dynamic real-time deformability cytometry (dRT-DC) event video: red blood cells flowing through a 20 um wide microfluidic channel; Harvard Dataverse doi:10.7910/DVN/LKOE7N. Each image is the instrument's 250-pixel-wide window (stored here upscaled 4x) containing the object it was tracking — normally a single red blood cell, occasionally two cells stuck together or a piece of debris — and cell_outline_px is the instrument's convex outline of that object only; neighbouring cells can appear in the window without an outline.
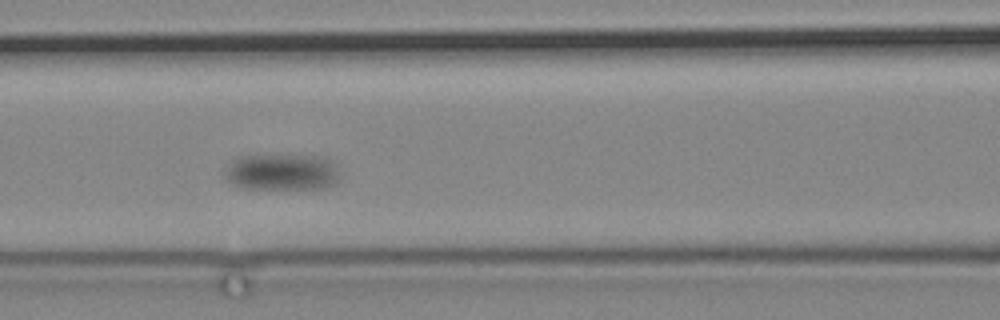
{"species": "common noctule bat (a hibernating species)", "species_latin": "Nyctalus noctula", "temperature_condition": "cold", "stored_images_in_passage": 7, "camera_frame_rate_fps": 3000, "um_per_image_px": 0.085, "animal": {"sex": "male", "body_mass_g": 19.2, "forearm_length_mm": 51.8}, "frame": {"image": 1, "passage_image": 5, "time_ms": 4.667, "image_size_px": [1000, 320], "cell_outline_px": [[340, 180], [336, 184], [324, 188], [240, 188], [232, 184], [228, 180], [224, 172], [232, 160], [236, 156], [324, 156], [332, 160], [340, 172]], "centroid_in_image_um": [24.01, 14.63], "position_along_channel_um": 142.6, "area_um2": 24.51}}
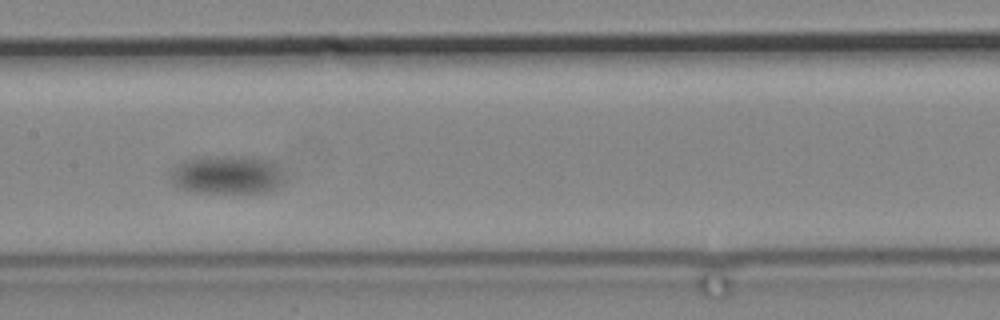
{"frame": {"image": 2, "passage_image": 6, "time_ms": 6.667, "image_size_px": [1000, 320], "cell_outline_px": [[284, 184], [280, 188], [264, 192], [196, 192], [180, 188], [172, 180], [168, 172], [176, 164], [184, 160], [216, 156], [252, 156], [272, 160], [276, 164], [284, 176]], "centroid_in_image_um": [19.35, 14.84], "position_along_channel_um": 188.1, "area_um2": 25.84}}
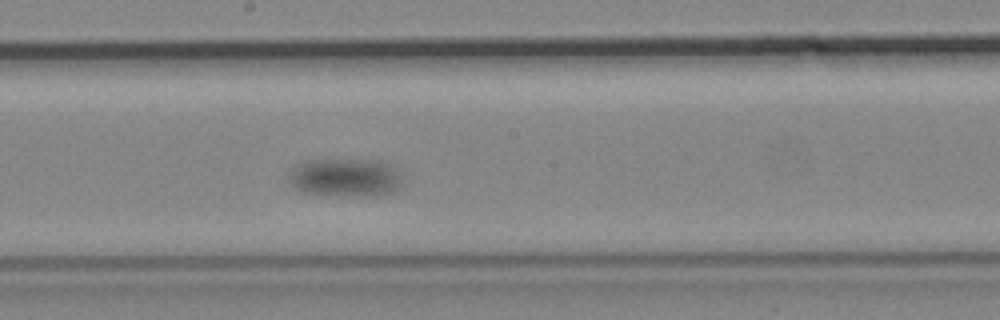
{"frame": {"image": 3, "passage_image": 7, "time_ms": 8.0, "image_size_px": [1000, 320], "cell_outline_px": [[404, 184], [400, 188], [392, 192], [380, 196], [340, 196], [304, 192], [288, 184], [288, 176], [292, 168], [300, 160], [380, 160], [396, 164]], "centroid_in_image_um": [29.41, 15.09], "position_along_channel_um": 218.8, "area_um2": 26.3}}